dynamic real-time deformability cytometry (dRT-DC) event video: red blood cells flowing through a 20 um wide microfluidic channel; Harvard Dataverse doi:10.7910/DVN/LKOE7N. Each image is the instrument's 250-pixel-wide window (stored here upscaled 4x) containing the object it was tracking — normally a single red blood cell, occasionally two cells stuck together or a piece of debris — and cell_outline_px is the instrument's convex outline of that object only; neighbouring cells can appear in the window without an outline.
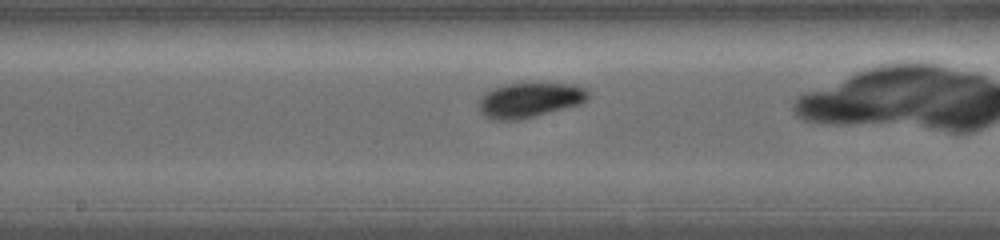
{"species": "common noctule bat (a hibernating species)", "species_latin": "Nyctalus noctula", "temperature_condition": "warm", "stored_images_in_passage": 19, "camera_frame_rate_fps": 5000, "um_per_image_px": 0.085, "animal": {"sex": "female", "body_mass_g": 19.0, "forearm_length_mm": 56.7}, "frame": {"image": 1, "passage_image": 9, "time_ms": 3.8, "image_size_px": [1000, 240], "cell_outline_px": [[588, 100], [580, 104], [516, 120], [492, 120], [484, 116], [480, 112], [480, 100], [488, 92], [496, 88], [508, 84], [572, 84], [584, 88], [588, 92]], "centroid_in_image_um": [45.03, 8.52], "position_along_channel_um": 203.2, "area_um2": 21.5}}